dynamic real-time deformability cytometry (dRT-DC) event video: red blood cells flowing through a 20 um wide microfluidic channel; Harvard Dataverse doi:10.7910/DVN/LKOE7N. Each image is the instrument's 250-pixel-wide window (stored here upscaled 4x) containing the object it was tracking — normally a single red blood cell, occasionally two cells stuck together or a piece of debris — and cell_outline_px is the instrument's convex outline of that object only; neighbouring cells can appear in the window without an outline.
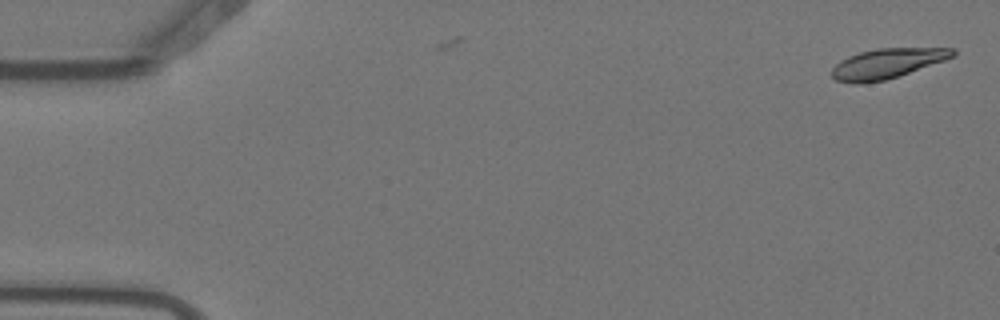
{"species": "Egyptian fruit bat (a non-hibernating species)", "species_latin": "Rousettus aegyptiacus", "temperature_condition": "warm", "stored_images_in_passage": 2, "camera_frame_rate_fps": 3000, "um_per_image_px": 0.085, "animal": {"sex": "female"}, "frame": {"image": 1, "passage_image": 1, "time_ms": 0.0, "image_size_px": [1000, 320], "cell_outline_px": [[956, 56], [884, 80], [860, 84], [852, 84], [836, 80], [832, 76], [832, 68], [840, 60], [848, 56], [860, 52], [876, 48], [956, 48]], "centroid_in_image_um": [75.37, 5.39], "position_along_channel_um": 9.6, "area_um2": 20.92}}